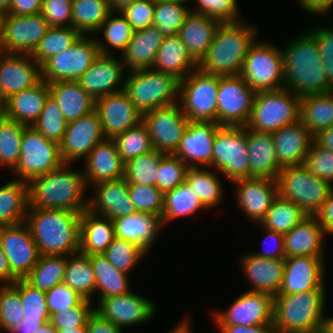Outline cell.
<instances>
[{"label": "cell", "mask_w": 333, "mask_h": 333, "mask_svg": "<svg viewBox=\"0 0 333 333\" xmlns=\"http://www.w3.org/2000/svg\"><path fill=\"white\" fill-rule=\"evenodd\" d=\"M137 0H108L111 11H120Z\"/></svg>", "instance_id": "78"}, {"label": "cell", "mask_w": 333, "mask_h": 333, "mask_svg": "<svg viewBox=\"0 0 333 333\" xmlns=\"http://www.w3.org/2000/svg\"><path fill=\"white\" fill-rule=\"evenodd\" d=\"M23 318L19 290L13 284H0V333H7Z\"/></svg>", "instance_id": "58"}, {"label": "cell", "mask_w": 333, "mask_h": 333, "mask_svg": "<svg viewBox=\"0 0 333 333\" xmlns=\"http://www.w3.org/2000/svg\"><path fill=\"white\" fill-rule=\"evenodd\" d=\"M246 126H220L213 141V169L228 181L250 178Z\"/></svg>", "instance_id": "11"}, {"label": "cell", "mask_w": 333, "mask_h": 333, "mask_svg": "<svg viewBox=\"0 0 333 333\" xmlns=\"http://www.w3.org/2000/svg\"><path fill=\"white\" fill-rule=\"evenodd\" d=\"M308 215L290 200L278 195L258 227L286 234Z\"/></svg>", "instance_id": "49"}, {"label": "cell", "mask_w": 333, "mask_h": 333, "mask_svg": "<svg viewBox=\"0 0 333 333\" xmlns=\"http://www.w3.org/2000/svg\"><path fill=\"white\" fill-rule=\"evenodd\" d=\"M94 37L82 35L66 51L48 59L41 66L42 80L47 83L78 81L100 54Z\"/></svg>", "instance_id": "13"}, {"label": "cell", "mask_w": 333, "mask_h": 333, "mask_svg": "<svg viewBox=\"0 0 333 333\" xmlns=\"http://www.w3.org/2000/svg\"><path fill=\"white\" fill-rule=\"evenodd\" d=\"M243 274L250 283L248 291L262 292L276 296L284 276V259H265L246 253L240 259Z\"/></svg>", "instance_id": "29"}, {"label": "cell", "mask_w": 333, "mask_h": 333, "mask_svg": "<svg viewBox=\"0 0 333 333\" xmlns=\"http://www.w3.org/2000/svg\"><path fill=\"white\" fill-rule=\"evenodd\" d=\"M152 69L170 74L181 81L197 69V63L187 52L178 35L164 37Z\"/></svg>", "instance_id": "39"}, {"label": "cell", "mask_w": 333, "mask_h": 333, "mask_svg": "<svg viewBox=\"0 0 333 333\" xmlns=\"http://www.w3.org/2000/svg\"><path fill=\"white\" fill-rule=\"evenodd\" d=\"M18 278L12 273L9 261L0 242V284H13Z\"/></svg>", "instance_id": "74"}, {"label": "cell", "mask_w": 333, "mask_h": 333, "mask_svg": "<svg viewBox=\"0 0 333 333\" xmlns=\"http://www.w3.org/2000/svg\"><path fill=\"white\" fill-rule=\"evenodd\" d=\"M95 111L101 120L105 138L110 139L139 125L143 120V114L124 90L95 100Z\"/></svg>", "instance_id": "21"}, {"label": "cell", "mask_w": 333, "mask_h": 333, "mask_svg": "<svg viewBox=\"0 0 333 333\" xmlns=\"http://www.w3.org/2000/svg\"><path fill=\"white\" fill-rule=\"evenodd\" d=\"M301 11L309 12L313 15L330 16L329 12L333 7V0H296Z\"/></svg>", "instance_id": "72"}, {"label": "cell", "mask_w": 333, "mask_h": 333, "mask_svg": "<svg viewBox=\"0 0 333 333\" xmlns=\"http://www.w3.org/2000/svg\"><path fill=\"white\" fill-rule=\"evenodd\" d=\"M82 35L72 26L51 27L39 42L32 58L42 66L48 59L71 47Z\"/></svg>", "instance_id": "51"}, {"label": "cell", "mask_w": 333, "mask_h": 333, "mask_svg": "<svg viewBox=\"0 0 333 333\" xmlns=\"http://www.w3.org/2000/svg\"><path fill=\"white\" fill-rule=\"evenodd\" d=\"M192 327L188 318H184L180 321L170 332L168 333H192Z\"/></svg>", "instance_id": "77"}, {"label": "cell", "mask_w": 333, "mask_h": 333, "mask_svg": "<svg viewBox=\"0 0 333 333\" xmlns=\"http://www.w3.org/2000/svg\"><path fill=\"white\" fill-rule=\"evenodd\" d=\"M91 300L85 299L79 306L67 308L50 316V323L56 329H70L85 326L95 306Z\"/></svg>", "instance_id": "63"}, {"label": "cell", "mask_w": 333, "mask_h": 333, "mask_svg": "<svg viewBox=\"0 0 333 333\" xmlns=\"http://www.w3.org/2000/svg\"><path fill=\"white\" fill-rule=\"evenodd\" d=\"M87 330L88 333H123L122 328L103 318L95 310L88 318Z\"/></svg>", "instance_id": "69"}, {"label": "cell", "mask_w": 333, "mask_h": 333, "mask_svg": "<svg viewBox=\"0 0 333 333\" xmlns=\"http://www.w3.org/2000/svg\"><path fill=\"white\" fill-rule=\"evenodd\" d=\"M188 168L176 155L165 154L158 166L156 187L163 193L175 189L185 181Z\"/></svg>", "instance_id": "60"}, {"label": "cell", "mask_w": 333, "mask_h": 333, "mask_svg": "<svg viewBox=\"0 0 333 333\" xmlns=\"http://www.w3.org/2000/svg\"><path fill=\"white\" fill-rule=\"evenodd\" d=\"M95 192L88 199V210L96 215L111 220L133 214L136 211L124 178L114 181H103L90 189Z\"/></svg>", "instance_id": "27"}, {"label": "cell", "mask_w": 333, "mask_h": 333, "mask_svg": "<svg viewBox=\"0 0 333 333\" xmlns=\"http://www.w3.org/2000/svg\"><path fill=\"white\" fill-rule=\"evenodd\" d=\"M119 57V58H118ZM99 54L88 70L78 79L79 85L95 100L124 90L126 68L118 55ZM125 75V76H124Z\"/></svg>", "instance_id": "23"}, {"label": "cell", "mask_w": 333, "mask_h": 333, "mask_svg": "<svg viewBox=\"0 0 333 333\" xmlns=\"http://www.w3.org/2000/svg\"><path fill=\"white\" fill-rule=\"evenodd\" d=\"M146 252L137 244L114 237L103 256L117 270L129 275L135 266L139 265Z\"/></svg>", "instance_id": "56"}, {"label": "cell", "mask_w": 333, "mask_h": 333, "mask_svg": "<svg viewBox=\"0 0 333 333\" xmlns=\"http://www.w3.org/2000/svg\"><path fill=\"white\" fill-rule=\"evenodd\" d=\"M89 257L96 279L95 294L100 292L98 302L102 298L131 292L128 274L114 268L103 254L89 255Z\"/></svg>", "instance_id": "42"}, {"label": "cell", "mask_w": 333, "mask_h": 333, "mask_svg": "<svg viewBox=\"0 0 333 333\" xmlns=\"http://www.w3.org/2000/svg\"><path fill=\"white\" fill-rule=\"evenodd\" d=\"M25 125L0 115V168L12 171L20 158L21 138Z\"/></svg>", "instance_id": "52"}, {"label": "cell", "mask_w": 333, "mask_h": 333, "mask_svg": "<svg viewBox=\"0 0 333 333\" xmlns=\"http://www.w3.org/2000/svg\"><path fill=\"white\" fill-rule=\"evenodd\" d=\"M232 183L236 186L234 193L238 208L247 219L259 224L279 195L276 179L250 177Z\"/></svg>", "instance_id": "24"}, {"label": "cell", "mask_w": 333, "mask_h": 333, "mask_svg": "<svg viewBox=\"0 0 333 333\" xmlns=\"http://www.w3.org/2000/svg\"><path fill=\"white\" fill-rule=\"evenodd\" d=\"M325 258L311 256H294L284 259V276L278 294L325 288Z\"/></svg>", "instance_id": "25"}, {"label": "cell", "mask_w": 333, "mask_h": 333, "mask_svg": "<svg viewBox=\"0 0 333 333\" xmlns=\"http://www.w3.org/2000/svg\"><path fill=\"white\" fill-rule=\"evenodd\" d=\"M110 12L108 0H72V27L81 35H95Z\"/></svg>", "instance_id": "44"}, {"label": "cell", "mask_w": 333, "mask_h": 333, "mask_svg": "<svg viewBox=\"0 0 333 333\" xmlns=\"http://www.w3.org/2000/svg\"><path fill=\"white\" fill-rule=\"evenodd\" d=\"M274 297L267 293L245 291L226 310L211 312L215 325H273Z\"/></svg>", "instance_id": "15"}, {"label": "cell", "mask_w": 333, "mask_h": 333, "mask_svg": "<svg viewBox=\"0 0 333 333\" xmlns=\"http://www.w3.org/2000/svg\"><path fill=\"white\" fill-rule=\"evenodd\" d=\"M300 115V97L281 88L255 93L250 120L246 125L257 132L273 133L296 123Z\"/></svg>", "instance_id": "7"}, {"label": "cell", "mask_w": 333, "mask_h": 333, "mask_svg": "<svg viewBox=\"0 0 333 333\" xmlns=\"http://www.w3.org/2000/svg\"><path fill=\"white\" fill-rule=\"evenodd\" d=\"M316 39L328 75V92L333 91V27L318 24L308 30Z\"/></svg>", "instance_id": "66"}, {"label": "cell", "mask_w": 333, "mask_h": 333, "mask_svg": "<svg viewBox=\"0 0 333 333\" xmlns=\"http://www.w3.org/2000/svg\"><path fill=\"white\" fill-rule=\"evenodd\" d=\"M155 0H137L120 10L133 31L153 26Z\"/></svg>", "instance_id": "65"}, {"label": "cell", "mask_w": 333, "mask_h": 333, "mask_svg": "<svg viewBox=\"0 0 333 333\" xmlns=\"http://www.w3.org/2000/svg\"><path fill=\"white\" fill-rule=\"evenodd\" d=\"M68 122L64 118L58 103L51 97L45 102L37 121L32 125L47 140L60 144Z\"/></svg>", "instance_id": "55"}, {"label": "cell", "mask_w": 333, "mask_h": 333, "mask_svg": "<svg viewBox=\"0 0 333 333\" xmlns=\"http://www.w3.org/2000/svg\"><path fill=\"white\" fill-rule=\"evenodd\" d=\"M314 141L324 149L333 151V125L319 131L314 136Z\"/></svg>", "instance_id": "76"}, {"label": "cell", "mask_w": 333, "mask_h": 333, "mask_svg": "<svg viewBox=\"0 0 333 333\" xmlns=\"http://www.w3.org/2000/svg\"><path fill=\"white\" fill-rule=\"evenodd\" d=\"M59 144L47 140L34 127L26 126L21 138L20 158L12 170L17 180L51 172L63 164Z\"/></svg>", "instance_id": "12"}, {"label": "cell", "mask_w": 333, "mask_h": 333, "mask_svg": "<svg viewBox=\"0 0 333 333\" xmlns=\"http://www.w3.org/2000/svg\"><path fill=\"white\" fill-rule=\"evenodd\" d=\"M43 0H13L7 14L27 16L40 14Z\"/></svg>", "instance_id": "70"}, {"label": "cell", "mask_w": 333, "mask_h": 333, "mask_svg": "<svg viewBox=\"0 0 333 333\" xmlns=\"http://www.w3.org/2000/svg\"><path fill=\"white\" fill-rule=\"evenodd\" d=\"M126 74L124 91L142 114L178 102L179 80L174 76L152 68Z\"/></svg>", "instance_id": "6"}, {"label": "cell", "mask_w": 333, "mask_h": 333, "mask_svg": "<svg viewBox=\"0 0 333 333\" xmlns=\"http://www.w3.org/2000/svg\"><path fill=\"white\" fill-rule=\"evenodd\" d=\"M57 333H88L87 324L78 328L57 329Z\"/></svg>", "instance_id": "80"}, {"label": "cell", "mask_w": 333, "mask_h": 333, "mask_svg": "<svg viewBox=\"0 0 333 333\" xmlns=\"http://www.w3.org/2000/svg\"><path fill=\"white\" fill-rule=\"evenodd\" d=\"M261 229H263L266 236L264 240H267V242L269 241V244L271 243V248L270 245L267 243L269 247L264 246L265 249L263 251L252 252V254L265 259H285L284 234L268 230L264 227H262ZM265 242L264 244H266Z\"/></svg>", "instance_id": "68"}, {"label": "cell", "mask_w": 333, "mask_h": 333, "mask_svg": "<svg viewBox=\"0 0 333 333\" xmlns=\"http://www.w3.org/2000/svg\"><path fill=\"white\" fill-rule=\"evenodd\" d=\"M219 76L198 68L179 81L178 103L189 121L218 123Z\"/></svg>", "instance_id": "9"}, {"label": "cell", "mask_w": 333, "mask_h": 333, "mask_svg": "<svg viewBox=\"0 0 333 333\" xmlns=\"http://www.w3.org/2000/svg\"><path fill=\"white\" fill-rule=\"evenodd\" d=\"M50 28L41 14L27 16L6 14L0 51L31 55Z\"/></svg>", "instance_id": "17"}, {"label": "cell", "mask_w": 333, "mask_h": 333, "mask_svg": "<svg viewBox=\"0 0 333 333\" xmlns=\"http://www.w3.org/2000/svg\"><path fill=\"white\" fill-rule=\"evenodd\" d=\"M104 139L101 120L94 110L88 115L68 123L59 144L61 158L64 163L71 164L81 158L85 159L91 150Z\"/></svg>", "instance_id": "20"}, {"label": "cell", "mask_w": 333, "mask_h": 333, "mask_svg": "<svg viewBox=\"0 0 333 333\" xmlns=\"http://www.w3.org/2000/svg\"><path fill=\"white\" fill-rule=\"evenodd\" d=\"M326 288L274 296L275 333H326Z\"/></svg>", "instance_id": "5"}, {"label": "cell", "mask_w": 333, "mask_h": 333, "mask_svg": "<svg viewBox=\"0 0 333 333\" xmlns=\"http://www.w3.org/2000/svg\"><path fill=\"white\" fill-rule=\"evenodd\" d=\"M40 14L50 27L72 26V0H43Z\"/></svg>", "instance_id": "67"}, {"label": "cell", "mask_w": 333, "mask_h": 333, "mask_svg": "<svg viewBox=\"0 0 333 333\" xmlns=\"http://www.w3.org/2000/svg\"><path fill=\"white\" fill-rule=\"evenodd\" d=\"M28 207L26 181L12 179L0 186V227L25 222Z\"/></svg>", "instance_id": "40"}, {"label": "cell", "mask_w": 333, "mask_h": 333, "mask_svg": "<svg viewBox=\"0 0 333 333\" xmlns=\"http://www.w3.org/2000/svg\"><path fill=\"white\" fill-rule=\"evenodd\" d=\"M48 86L68 123L95 110V99L77 81H56Z\"/></svg>", "instance_id": "38"}, {"label": "cell", "mask_w": 333, "mask_h": 333, "mask_svg": "<svg viewBox=\"0 0 333 333\" xmlns=\"http://www.w3.org/2000/svg\"><path fill=\"white\" fill-rule=\"evenodd\" d=\"M164 36L156 26L134 31L121 59L127 72L152 68Z\"/></svg>", "instance_id": "34"}, {"label": "cell", "mask_w": 333, "mask_h": 333, "mask_svg": "<svg viewBox=\"0 0 333 333\" xmlns=\"http://www.w3.org/2000/svg\"><path fill=\"white\" fill-rule=\"evenodd\" d=\"M114 140L124 163L154 150L148 128L143 122L117 135Z\"/></svg>", "instance_id": "54"}, {"label": "cell", "mask_w": 333, "mask_h": 333, "mask_svg": "<svg viewBox=\"0 0 333 333\" xmlns=\"http://www.w3.org/2000/svg\"><path fill=\"white\" fill-rule=\"evenodd\" d=\"M279 196L292 201L307 215H315L329 194L333 186L302 165L286 166L276 178Z\"/></svg>", "instance_id": "8"}, {"label": "cell", "mask_w": 333, "mask_h": 333, "mask_svg": "<svg viewBox=\"0 0 333 333\" xmlns=\"http://www.w3.org/2000/svg\"><path fill=\"white\" fill-rule=\"evenodd\" d=\"M219 24L206 15L191 12L180 27L177 35L197 64L209 49Z\"/></svg>", "instance_id": "37"}, {"label": "cell", "mask_w": 333, "mask_h": 333, "mask_svg": "<svg viewBox=\"0 0 333 333\" xmlns=\"http://www.w3.org/2000/svg\"><path fill=\"white\" fill-rule=\"evenodd\" d=\"M281 49L284 66V88L300 98L327 93L328 75L315 37L304 30Z\"/></svg>", "instance_id": "1"}, {"label": "cell", "mask_w": 333, "mask_h": 333, "mask_svg": "<svg viewBox=\"0 0 333 333\" xmlns=\"http://www.w3.org/2000/svg\"><path fill=\"white\" fill-rule=\"evenodd\" d=\"M0 242L12 273L18 279H24L37 264L40 253L32 238L28 225L0 227Z\"/></svg>", "instance_id": "19"}, {"label": "cell", "mask_w": 333, "mask_h": 333, "mask_svg": "<svg viewBox=\"0 0 333 333\" xmlns=\"http://www.w3.org/2000/svg\"><path fill=\"white\" fill-rule=\"evenodd\" d=\"M66 262L67 256L40 255L37 264L24 279L33 287L47 292L64 282Z\"/></svg>", "instance_id": "48"}, {"label": "cell", "mask_w": 333, "mask_h": 333, "mask_svg": "<svg viewBox=\"0 0 333 333\" xmlns=\"http://www.w3.org/2000/svg\"><path fill=\"white\" fill-rule=\"evenodd\" d=\"M299 120L315 136L333 125V91L300 98Z\"/></svg>", "instance_id": "41"}, {"label": "cell", "mask_w": 333, "mask_h": 333, "mask_svg": "<svg viewBox=\"0 0 333 333\" xmlns=\"http://www.w3.org/2000/svg\"><path fill=\"white\" fill-rule=\"evenodd\" d=\"M165 154L156 149L125 162L124 179L128 184L156 186L158 166Z\"/></svg>", "instance_id": "53"}, {"label": "cell", "mask_w": 333, "mask_h": 333, "mask_svg": "<svg viewBox=\"0 0 333 333\" xmlns=\"http://www.w3.org/2000/svg\"><path fill=\"white\" fill-rule=\"evenodd\" d=\"M220 126L214 121H189L174 155L188 167L213 168V141Z\"/></svg>", "instance_id": "22"}, {"label": "cell", "mask_w": 333, "mask_h": 333, "mask_svg": "<svg viewBox=\"0 0 333 333\" xmlns=\"http://www.w3.org/2000/svg\"><path fill=\"white\" fill-rule=\"evenodd\" d=\"M157 305L135 291L102 298L95 311L120 328L148 322L157 312Z\"/></svg>", "instance_id": "18"}, {"label": "cell", "mask_w": 333, "mask_h": 333, "mask_svg": "<svg viewBox=\"0 0 333 333\" xmlns=\"http://www.w3.org/2000/svg\"><path fill=\"white\" fill-rule=\"evenodd\" d=\"M258 30L241 19L220 23L213 41L197 68L220 77L240 75L250 46L258 39Z\"/></svg>", "instance_id": "3"}, {"label": "cell", "mask_w": 333, "mask_h": 333, "mask_svg": "<svg viewBox=\"0 0 333 333\" xmlns=\"http://www.w3.org/2000/svg\"><path fill=\"white\" fill-rule=\"evenodd\" d=\"M200 209L207 208L202 204L198 195L184 181L173 190L164 192L162 222L165 226L174 219L195 215Z\"/></svg>", "instance_id": "43"}, {"label": "cell", "mask_w": 333, "mask_h": 333, "mask_svg": "<svg viewBox=\"0 0 333 333\" xmlns=\"http://www.w3.org/2000/svg\"><path fill=\"white\" fill-rule=\"evenodd\" d=\"M63 163L55 170L31 178L28 184V208L67 210L82 213L88 208L83 170ZM69 168V169H68ZM86 198V199H85Z\"/></svg>", "instance_id": "2"}, {"label": "cell", "mask_w": 333, "mask_h": 333, "mask_svg": "<svg viewBox=\"0 0 333 333\" xmlns=\"http://www.w3.org/2000/svg\"><path fill=\"white\" fill-rule=\"evenodd\" d=\"M112 222L115 237L137 244L146 253L159 239L160 230L164 226L161 216L141 212L119 217Z\"/></svg>", "instance_id": "32"}, {"label": "cell", "mask_w": 333, "mask_h": 333, "mask_svg": "<svg viewBox=\"0 0 333 333\" xmlns=\"http://www.w3.org/2000/svg\"><path fill=\"white\" fill-rule=\"evenodd\" d=\"M128 191L137 212L162 216L164 193L156 186L128 184Z\"/></svg>", "instance_id": "61"}, {"label": "cell", "mask_w": 333, "mask_h": 333, "mask_svg": "<svg viewBox=\"0 0 333 333\" xmlns=\"http://www.w3.org/2000/svg\"><path fill=\"white\" fill-rule=\"evenodd\" d=\"M188 2L155 0L153 26H156L164 37L177 35L186 17L191 13Z\"/></svg>", "instance_id": "50"}, {"label": "cell", "mask_w": 333, "mask_h": 333, "mask_svg": "<svg viewBox=\"0 0 333 333\" xmlns=\"http://www.w3.org/2000/svg\"><path fill=\"white\" fill-rule=\"evenodd\" d=\"M153 148L164 154H174L188 126L189 119L180 104L159 107L143 113Z\"/></svg>", "instance_id": "16"}, {"label": "cell", "mask_w": 333, "mask_h": 333, "mask_svg": "<svg viewBox=\"0 0 333 333\" xmlns=\"http://www.w3.org/2000/svg\"><path fill=\"white\" fill-rule=\"evenodd\" d=\"M213 172L203 167H189L185 178L207 209L221 204L224 197L221 179L216 176V170Z\"/></svg>", "instance_id": "47"}, {"label": "cell", "mask_w": 333, "mask_h": 333, "mask_svg": "<svg viewBox=\"0 0 333 333\" xmlns=\"http://www.w3.org/2000/svg\"><path fill=\"white\" fill-rule=\"evenodd\" d=\"M13 285L20 292L23 319L26 321H50L44 291L33 287L25 279H18Z\"/></svg>", "instance_id": "57"}, {"label": "cell", "mask_w": 333, "mask_h": 333, "mask_svg": "<svg viewBox=\"0 0 333 333\" xmlns=\"http://www.w3.org/2000/svg\"><path fill=\"white\" fill-rule=\"evenodd\" d=\"M191 1L196 3V7L190 8L191 12L206 15L219 23H232L244 19L239 12L238 0H189Z\"/></svg>", "instance_id": "59"}, {"label": "cell", "mask_w": 333, "mask_h": 333, "mask_svg": "<svg viewBox=\"0 0 333 333\" xmlns=\"http://www.w3.org/2000/svg\"><path fill=\"white\" fill-rule=\"evenodd\" d=\"M47 308L50 316L53 313L79 306L85 298L71 289L64 282L53 286L45 292Z\"/></svg>", "instance_id": "64"}, {"label": "cell", "mask_w": 333, "mask_h": 333, "mask_svg": "<svg viewBox=\"0 0 333 333\" xmlns=\"http://www.w3.org/2000/svg\"><path fill=\"white\" fill-rule=\"evenodd\" d=\"M303 165L311 174L333 185V151L324 149L313 141Z\"/></svg>", "instance_id": "62"}, {"label": "cell", "mask_w": 333, "mask_h": 333, "mask_svg": "<svg viewBox=\"0 0 333 333\" xmlns=\"http://www.w3.org/2000/svg\"><path fill=\"white\" fill-rule=\"evenodd\" d=\"M272 137L282 167L302 165L314 141V135L300 120L273 132Z\"/></svg>", "instance_id": "31"}, {"label": "cell", "mask_w": 333, "mask_h": 333, "mask_svg": "<svg viewBox=\"0 0 333 333\" xmlns=\"http://www.w3.org/2000/svg\"><path fill=\"white\" fill-rule=\"evenodd\" d=\"M34 333H57V329L49 322L44 323L38 330Z\"/></svg>", "instance_id": "79"}, {"label": "cell", "mask_w": 333, "mask_h": 333, "mask_svg": "<svg viewBox=\"0 0 333 333\" xmlns=\"http://www.w3.org/2000/svg\"><path fill=\"white\" fill-rule=\"evenodd\" d=\"M326 236L333 235V191L329 194L320 210L315 214Z\"/></svg>", "instance_id": "71"}, {"label": "cell", "mask_w": 333, "mask_h": 333, "mask_svg": "<svg viewBox=\"0 0 333 333\" xmlns=\"http://www.w3.org/2000/svg\"><path fill=\"white\" fill-rule=\"evenodd\" d=\"M255 93L241 75L219 76L218 124L246 126L251 117Z\"/></svg>", "instance_id": "14"}, {"label": "cell", "mask_w": 333, "mask_h": 333, "mask_svg": "<svg viewBox=\"0 0 333 333\" xmlns=\"http://www.w3.org/2000/svg\"><path fill=\"white\" fill-rule=\"evenodd\" d=\"M111 219L83 211L79 225V252L85 255H101L114 239Z\"/></svg>", "instance_id": "36"}, {"label": "cell", "mask_w": 333, "mask_h": 333, "mask_svg": "<svg viewBox=\"0 0 333 333\" xmlns=\"http://www.w3.org/2000/svg\"><path fill=\"white\" fill-rule=\"evenodd\" d=\"M219 333H275L273 325L244 326V325H216Z\"/></svg>", "instance_id": "73"}, {"label": "cell", "mask_w": 333, "mask_h": 333, "mask_svg": "<svg viewBox=\"0 0 333 333\" xmlns=\"http://www.w3.org/2000/svg\"><path fill=\"white\" fill-rule=\"evenodd\" d=\"M240 75L255 92L284 88L281 49L256 39L248 50Z\"/></svg>", "instance_id": "10"}, {"label": "cell", "mask_w": 333, "mask_h": 333, "mask_svg": "<svg viewBox=\"0 0 333 333\" xmlns=\"http://www.w3.org/2000/svg\"><path fill=\"white\" fill-rule=\"evenodd\" d=\"M326 234L315 215H308L284 234L285 258L324 257Z\"/></svg>", "instance_id": "30"}, {"label": "cell", "mask_w": 333, "mask_h": 333, "mask_svg": "<svg viewBox=\"0 0 333 333\" xmlns=\"http://www.w3.org/2000/svg\"><path fill=\"white\" fill-rule=\"evenodd\" d=\"M250 177L276 179L283 169L276 156L272 133L257 132L246 126Z\"/></svg>", "instance_id": "33"}, {"label": "cell", "mask_w": 333, "mask_h": 333, "mask_svg": "<svg viewBox=\"0 0 333 333\" xmlns=\"http://www.w3.org/2000/svg\"><path fill=\"white\" fill-rule=\"evenodd\" d=\"M49 96L48 83L41 80L37 85L11 95L7 99L4 116L25 126H32Z\"/></svg>", "instance_id": "35"}, {"label": "cell", "mask_w": 333, "mask_h": 333, "mask_svg": "<svg viewBox=\"0 0 333 333\" xmlns=\"http://www.w3.org/2000/svg\"><path fill=\"white\" fill-rule=\"evenodd\" d=\"M64 283L85 299L93 301L96 279L89 255L78 252L67 256Z\"/></svg>", "instance_id": "45"}, {"label": "cell", "mask_w": 333, "mask_h": 333, "mask_svg": "<svg viewBox=\"0 0 333 333\" xmlns=\"http://www.w3.org/2000/svg\"><path fill=\"white\" fill-rule=\"evenodd\" d=\"M115 14V15H113ZM117 15V16H116ZM103 32L102 38L96 39L100 54L111 55L110 48L120 52V55L126 49L133 35V29L120 11H111L106 20L100 26L97 34ZM109 48V49H108Z\"/></svg>", "instance_id": "46"}, {"label": "cell", "mask_w": 333, "mask_h": 333, "mask_svg": "<svg viewBox=\"0 0 333 333\" xmlns=\"http://www.w3.org/2000/svg\"><path fill=\"white\" fill-rule=\"evenodd\" d=\"M83 174L88 189L103 181L124 178V166L114 139L105 138L98 143L83 162ZM91 184V185H90Z\"/></svg>", "instance_id": "28"}, {"label": "cell", "mask_w": 333, "mask_h": 333, "mask_svg": "<svg viewBox=\"0 0 333 333\" xmlns=\"http://www.w3.org/2000/svg\"><path fill=\"white\" fill-rule=\"evenodd\" d=\"M80 212L28 208L25 223L40 255L69 256L79 252Z\"/></svg>", "instance_id": "4"}, {"label": "cell", "mask_w": 333, "mask_h": 333, "mask_svg": "<svg viewBox=\"0 0 333 333\" xmlns=\"http://www.w3.org/2000/svg\"><path fill=\"white\" fill-rule=\"evenodd\" d=\"M41 80V66L31 55L0 51V84L7 99Z\"/></svg>", "instance_id": "26"}, {"label": "cell", "mask_w": 333, "mask_h": 333, "mask_svg": "<svg viewBox=\"0 0 333 333\" xmlns=\"http://www.w3.org/2000/svg\"><path fill=\"white\" fill-rule=\"evenodd\" d=\"M49 321H26L22 319L17 325L12 327L7 333H34L44 323Z\"/></svg>", "instance_id": "75"}]
</instances>
